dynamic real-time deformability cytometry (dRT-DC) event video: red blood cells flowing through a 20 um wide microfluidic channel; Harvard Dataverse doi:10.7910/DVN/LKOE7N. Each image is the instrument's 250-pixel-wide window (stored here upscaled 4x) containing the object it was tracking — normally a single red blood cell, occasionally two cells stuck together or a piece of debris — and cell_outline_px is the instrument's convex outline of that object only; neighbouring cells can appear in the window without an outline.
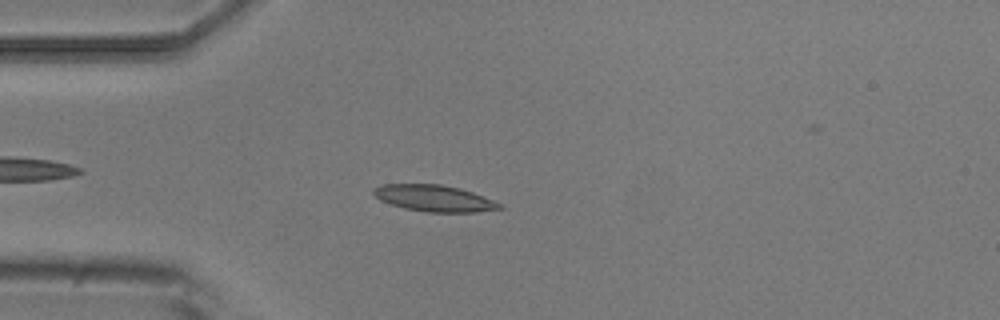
{"species": "common noctule bat (a hibernating species)", "species_latin": "Nyctalus noctula", "temperature_condition": "room temperature", "stored_images_in_passage": 1, "camera_frame_rate_fps": 3000, "um_per_image_px": 0.085, "animal": {"sex": "male", "body_mass_g": 20.5, "forearm_length_mm": 52.5}, "frame": {"image": 1, "passage_image": 1, "time_ms": 0.0, "image_size_px": [1000, 320], "cell_outline_px": [[504, 208], [476, 212], [428, 212], [404, 208], [380, 200], [372, 192], [372, 188], [380, 184], [440, 184], [460, 188], [472, 192], [492, 200], [500, 204]], "centroid_in_image_um": [36.87, 16.84], "position_along_channel_um": 48.1, "area_um2": 19.31}}